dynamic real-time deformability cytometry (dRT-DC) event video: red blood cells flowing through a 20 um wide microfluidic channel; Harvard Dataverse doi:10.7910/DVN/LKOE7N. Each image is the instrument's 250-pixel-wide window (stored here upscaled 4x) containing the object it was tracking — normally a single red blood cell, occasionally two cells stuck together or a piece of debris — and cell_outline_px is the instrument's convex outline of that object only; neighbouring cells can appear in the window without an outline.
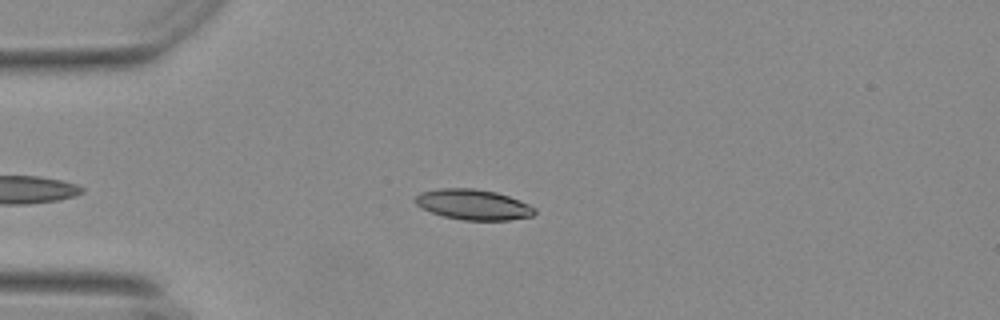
{"species": "Egyptian fruit bat (a non-hibernating species)", "species_latin": "Rousettus aegyptiacus", "temperature_condition": "warm", "stored_images_in_passage": 39, "camera_frame_rate_fps": 3000, "um_per_image_px": 0.085, "animal": {"sex": "female"}, "frame": {"image": 1, "passage_image": 5, "time_ms": 1.333, "image_size_px": [1000, 320], "cell_outline_px": [[536, 212], [532, 216], [508, 220], [464, 220], [444, 216], [432, 212], [416, 204], [416, 196], [420, 192], [440, 188], [472, 188], [496, 192], [508, 196], [528, 204], [536, 208]], "centroid_in_image_um": [40.25, 17.38], "position_along_channel_um": 44.8, "area_um2": 20.92}}
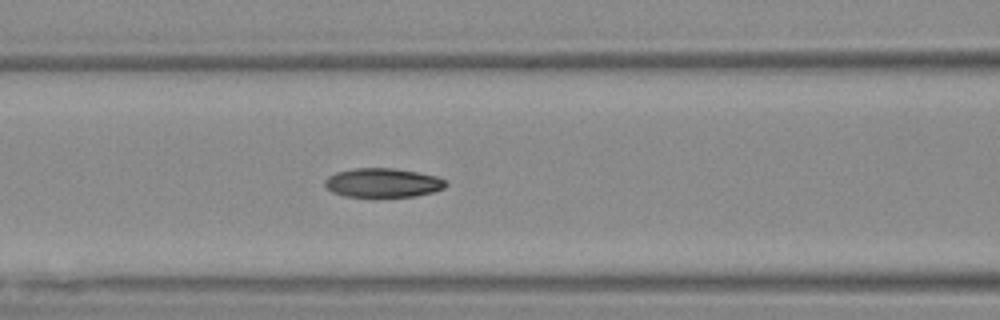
{"frame": {"image": 2, "passage_image": 14, "time_ms": 4.333, "image_size_px": [1000, 320], "cell_outline_px": [[448, 184], [444, 188], [432, 192], [416, 196], [344, 196], [332, 192], [324, 184], [324, 180], [328, 176], [336, 172], [352, 168], [392, 168], [416, 172], [436, 176], [444, 180]], "centroid_in_image_um": [32.51, 15.53], "position_along_channel_um": 134.1, "area_um2": 20.35}}
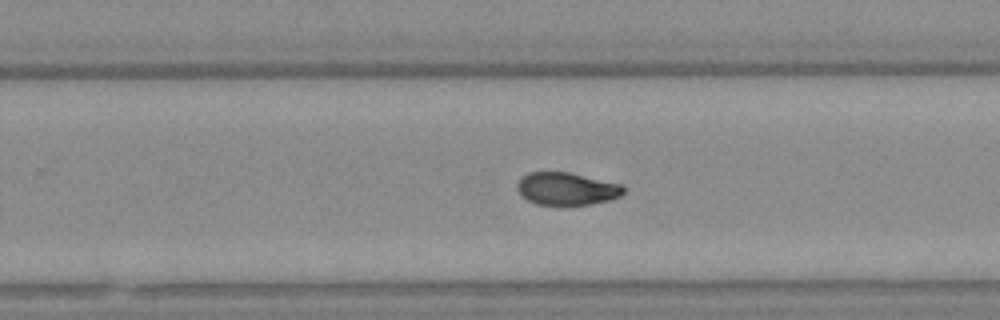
{"frame": {"image": 3, "passage_image": 26, "time_ms": 8.333, "image_size_px": [1000, 320], "cell_outline_px": [[624, 192], [620, 196], [608, 200], [592, 204], [536, 204], [528, 200], [516, 188], [516, 184], [520, 176], [528, 172], [568, 172], [620, 184], [624, 188]], "centroid_in_image_um": [48.13, 16.03], "position_along_channel_um": 281.7, "area_um2": 19.94}, "authors_computed_cell_mechanics": {"area_um2": 20.808, "velocity_mm_per_s": 3.7102, "shape_relaxation_time_tau1_ms": 7.2195, "shape_relaxation_time_tau2_ms": 2.8325, "deformation_change_tau1": 0.1826, "deformation_change_tau2": 0.0734}}